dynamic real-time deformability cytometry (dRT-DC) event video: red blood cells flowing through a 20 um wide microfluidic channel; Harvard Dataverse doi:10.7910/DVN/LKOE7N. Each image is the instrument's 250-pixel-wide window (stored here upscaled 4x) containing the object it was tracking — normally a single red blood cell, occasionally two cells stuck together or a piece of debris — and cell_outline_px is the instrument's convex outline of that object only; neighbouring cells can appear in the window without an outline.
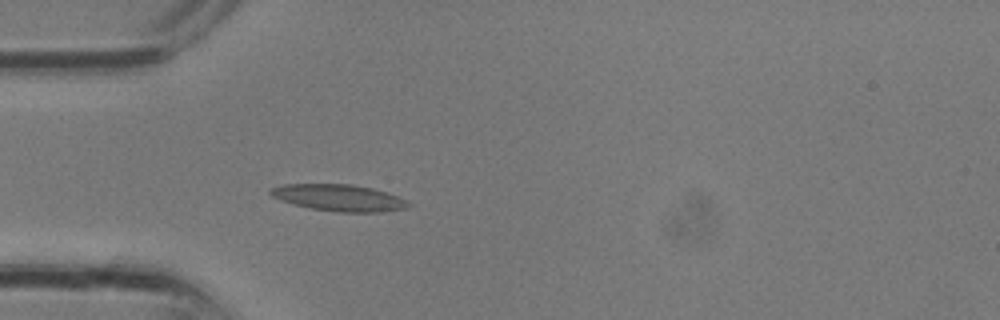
{"species": "common noctule bat (a hibernating species)", "species_latin": "Nyctalus noctula", "temperature_condition": "room temperature", "stored_images_in_passage": 11, "camera_frame_rate_fps": 3000, "um_per_image_px": 0.085, "animal": {"sex": "male", "body_mass_g": 13.3}, "frame": {"image": 1, "passage_image": 7, "time_ms": 2.0, "image_size_px": [1000, 320], "cell_outline_px": [[412, 204], [404, 208], [380, 212], [336, 212], [312, 208], [292, 204], [280, 200], [272, 196], [268, 192], [268, 188], [284, 184], [352, 184], [372, 188], [408, 200]], "centroid_in_image_um": [28.76, 16.8], "position_along_channel_um": 56.2, "area_um2": 21.39}}
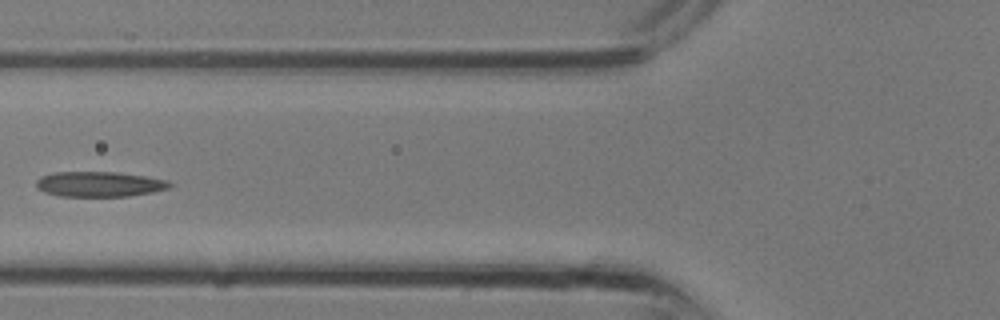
{"frame": {"image": 2, "passage_image": 10, "time_ms": 3.0, "image_size_px": [1000, 320], "cell_outline_px": [[172, 184], [168, 188], [152, 192], [128, 196], [60, 196], [44, 192], [36, 188], [36, 180], [40, 176], [56, 172], [116, 172], [144, 176], [168, 180]], "centroid_in_image_um": [8.41, 15.65], "position_along_channel_um": 117.4, "area_um2": 19.54}}